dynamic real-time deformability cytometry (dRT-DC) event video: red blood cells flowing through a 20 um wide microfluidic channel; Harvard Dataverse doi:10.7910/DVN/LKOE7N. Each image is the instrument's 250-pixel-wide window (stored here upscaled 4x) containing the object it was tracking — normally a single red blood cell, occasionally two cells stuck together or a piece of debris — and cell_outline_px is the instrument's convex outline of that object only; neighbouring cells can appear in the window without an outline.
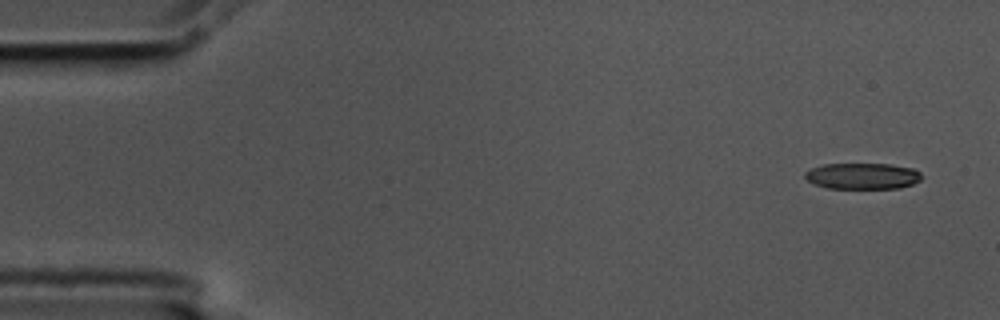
{"species": "common noctule bat (a hibernating species)", "species_latin": "Nyctalus noctula", "temperature_condition": "cold", "stored_images_in_passage": 4, "camera_frame_rate_fps": 3000, "um_per_image_px": 0.085, "animal": {"sex": "male", "body_mass_g": 17.5, "forearm_length_mm": 52.3}, "frame": {"image": 1, "passage_image": 1, "time_ms": 0.0, "image_size_px": [1000, 320], "cell_outline_px": [[920, 180], [912, 184], [900, 188], [828, 188], [816, 184], [808, 180], [804, 176], [804, 172], [812, 168], [824, 164], [892, 164], [912, 168], [920, 172]], "centroid_in_image_um": [73.32, 14.96], "position_along_channel_um": 11.7, "area_um2": 17.63}}
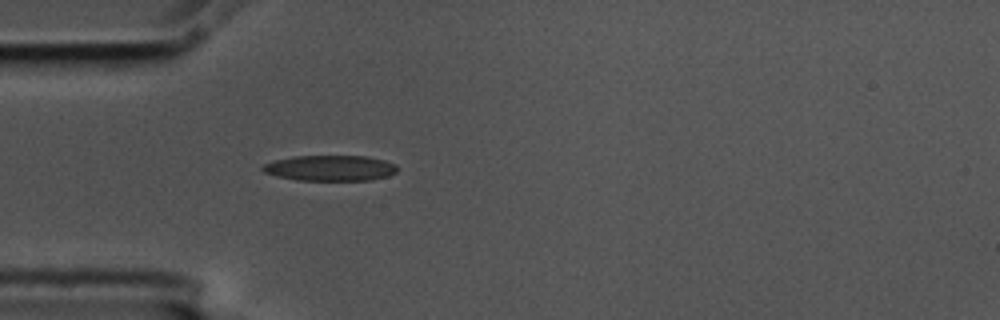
{"frame": {"image": 2, "passage_image": 4, "time_ms": 1.0, "image_size_px": [1000, 320], "cell_outline_px": [[396, 172], [388, 176], [372, 180], [296, 180], [276, 176], [264, 172], [260, 168], [264, 164], [276, 160], [296, 156], [368, 156], [384, 160], [396, 164]], "centroid_in_image_um": [28.08, 14.29], "position_along_channel_um": 56.9, "area_um2": 20.06}}